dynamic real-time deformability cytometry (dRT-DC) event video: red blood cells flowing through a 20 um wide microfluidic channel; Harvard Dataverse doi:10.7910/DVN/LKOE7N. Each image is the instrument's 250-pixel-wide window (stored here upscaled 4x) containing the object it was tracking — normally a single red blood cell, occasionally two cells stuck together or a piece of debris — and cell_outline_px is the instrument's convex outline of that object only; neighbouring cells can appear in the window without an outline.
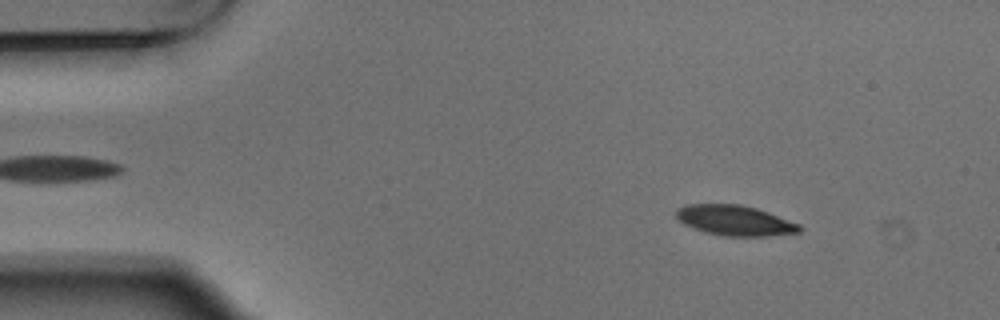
{"species": "Egyptian fruit bat (a non-hibernating species)", "species_latin": "Rousettus aegyptiacus", "temperature_condition": "warm", "stored_images_in_passage": 4, "camera_frame_rate_fps": 3000, "um_per_image_px": 0.085, "animal": {"sex": "male"}, "frame": {"image": 1, "passage_image": 2, "time_ms": 0.333, "image_size_px": [1000, 320], "cell_outline_px": [[804, 228], [800, 232], [768, 236], [720, 236], [704, 232], [692, 228], [684, 224], [676, 216], [676, 208], [684, 204], [740, 204], [756, 208], [768, 212], [800, 224]], "centroid_in_image_um": [62.46, 18.74], "position_along_channel_um": 22.5, "area_um2": 21.96}}
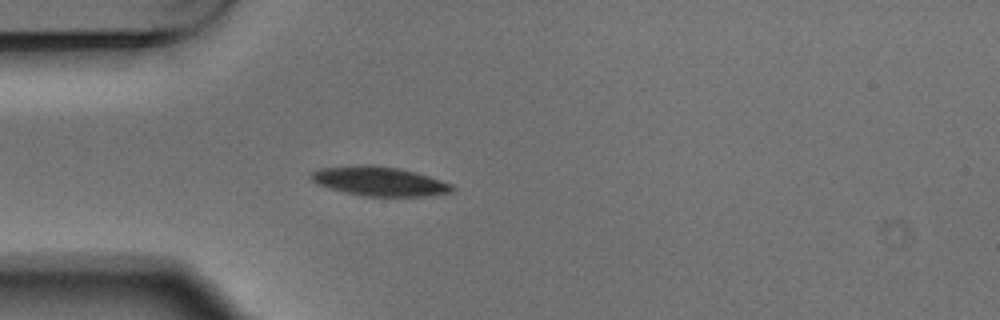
{"frame": {"image": 2, "passage_image": 4, "time_ms": 1.0, "image_size_px": [1000, 320], "cell_outline_px": [[456, 188], [452, 192], [424, 196], [364, 196], [344, 192], [328, 188], [316, 184], [308, 176], [312, 172], [320, 168], [352, 164], [372, 164], [400, 168], [416, 172], [452, 184]], "centroid_in_image_um": [32.2, 15.39], "position_along_channel_um": 52.8, "area_um2": 24.39}}